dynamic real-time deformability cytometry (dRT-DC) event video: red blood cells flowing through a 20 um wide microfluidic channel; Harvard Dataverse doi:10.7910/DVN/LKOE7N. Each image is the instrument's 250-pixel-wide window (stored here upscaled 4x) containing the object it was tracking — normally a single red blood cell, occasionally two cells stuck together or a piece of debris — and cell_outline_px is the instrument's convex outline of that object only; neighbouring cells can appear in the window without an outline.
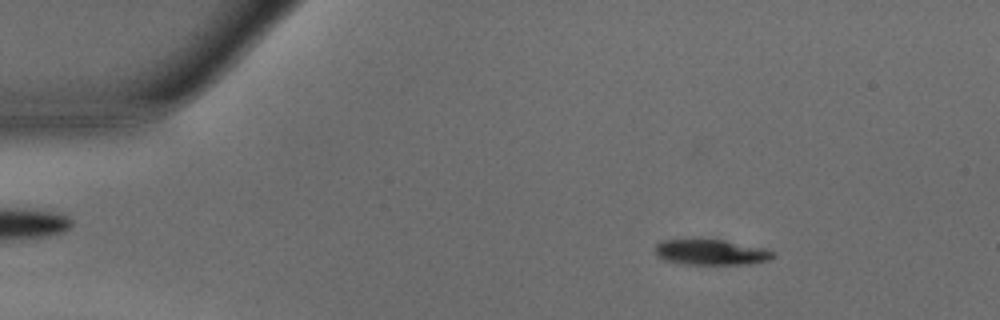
{"species": "common noctule bat (a hibernating species)", "species_latin": "Nyctalus noctula", "temperature_condition": "warm", "stored_images_in_passage": 41, "camera_frame_rate_fps": 3000, "um_per_image_px": 0.085, "animal": {"sex": "male", "body_mass_g": 15.6}, "frame": {"image": 1, "passage_image": 6, "time_ms": 1.667, "image_size_px": [1000, 320], "cell_outline_px": [[776, 256], [768, 260], [752, 264], [688, 264], [664, 260], [656, 252], [656, 244], [660, 240], [724, 240], [768, 248], [776, 252]], "centroid_in_image_um": [60.54, 21.44], "position_along_channel_um": 24.5, "area_um2": 17.51}}
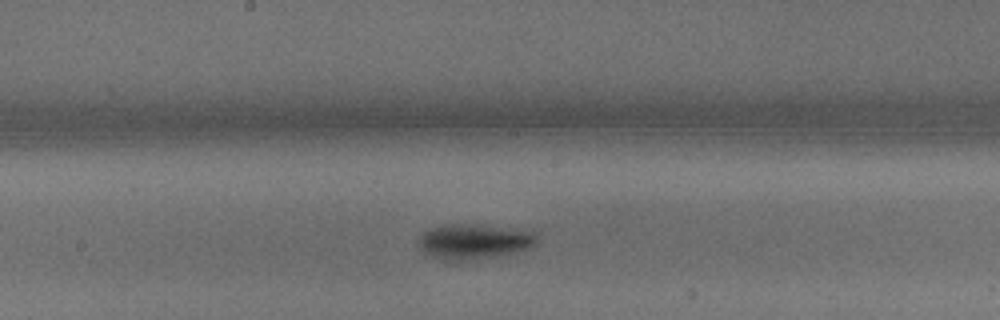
{"frame": {"image": 2, "passage_image": 24, "time_ms": 7.667, "image_size_px": [1000, 320], "cell_outline_px": [[536, 244], [512, 252], [456, 264], [440, 260], [424, 252], [420, 248], [416, 240], [428, 228], [440, 224], [468, 224], [536, 232]], "centroid_in_image_um": [40.14, 20.56], "position_along_channel_um": 208.1, "area_um2": 24.33}}
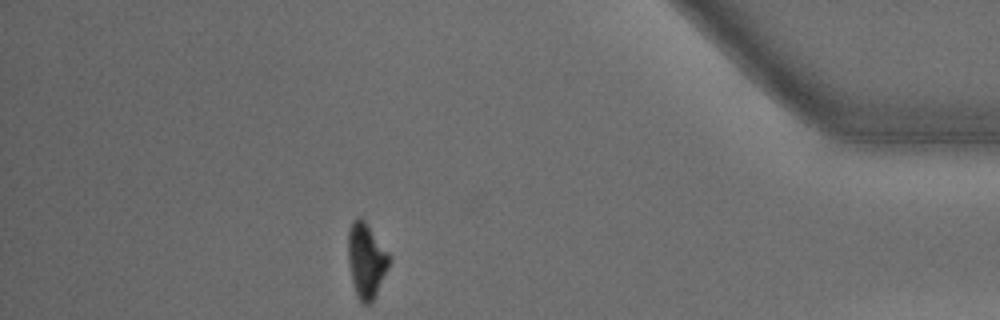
{"frame": {"image": 3, "passage_image": 41, "time_ms": 13.333, "image_size_px": [1000, 320], "cell_outline_px": [[392, 260], [372, 300], [368, 304], [364, 304], [360, 300], [356, 292], [352, 280], [348, 264], [348, 228], [352, 220], [356, 216], [364, 220], [388, 252]], "centroid_in_image_um": [31.12, 22.08], "position_along_channel_um": 404.1, "area_um2": 17.69}, "authors_computed_cell_mechanics": {"area_um2": 20.519, "velocity_mm_per_s": 4.2296, "shape_relaxation_time_tau1_ms": 1.8628, "shape_relaxation_time_tau2_ms": null, "deformation_change_tau1": 0.1322, "deformation_change_tau2": null}}